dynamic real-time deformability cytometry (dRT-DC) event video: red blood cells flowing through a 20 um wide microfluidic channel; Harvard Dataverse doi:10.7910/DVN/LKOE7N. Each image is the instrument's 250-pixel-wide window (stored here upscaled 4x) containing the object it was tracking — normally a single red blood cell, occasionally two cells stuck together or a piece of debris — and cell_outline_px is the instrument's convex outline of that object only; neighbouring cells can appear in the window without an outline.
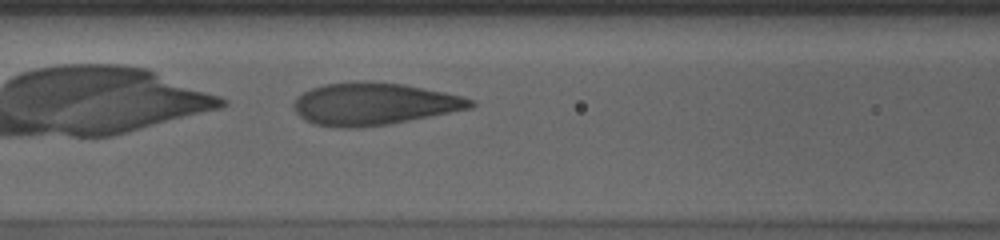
{"species": "human", "species_latin": "Homo sapiens", "temperature_condition": "cold", "stored_images_in_passage": 29, "camera_frame_rate_fps": 3000, "um_per_image_px": 0.085, "donor": {"sex": "male"}, "frame": {"image": 1, "passage_image": 6, "time_ms": 1.667, "image_size_px": [1000, 240], "cell_outline_px": [[476, 104], [472, 108], [388, 124], [356, 128], [344, 128], [312, 124], [304, 120], [292, 108], [292, 104], [296, 96], [312, 88], [324, 84], [360, 80], [372, 80], [404, 84], [464, 96], [476, 100]], "centroid_in_image_um": [31.76, 8.82], "position_along_channel_um": 134.8, "area_um2": 44.04}}
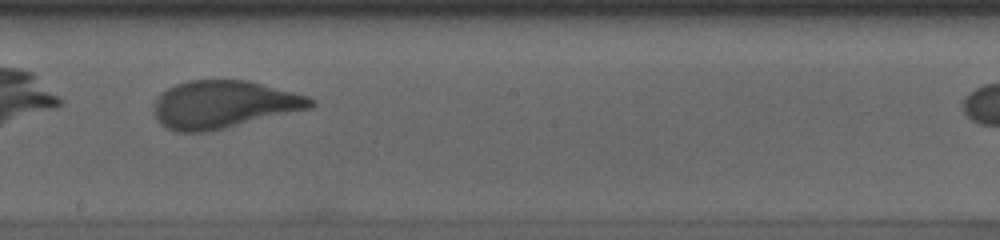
{"frame": {"image": 2, "passage_image": 14, "time_ms": 4.333, "image_size_px": [1000, 240], "cell_outline_px": [[316, 104], [308, 108], [224, 128], [204, 132], [176, 132], [164, 128], [156, 120], [152, 108], [152, 104], [156, 96], [160, 92], [176, 84], [188, 80], [248, 80], [308, 96], [316, 100]], "centroid_in_image_um": [18.91, 8.87], "position_along_channel_um": 229.3, "area_um2": 43.58}}
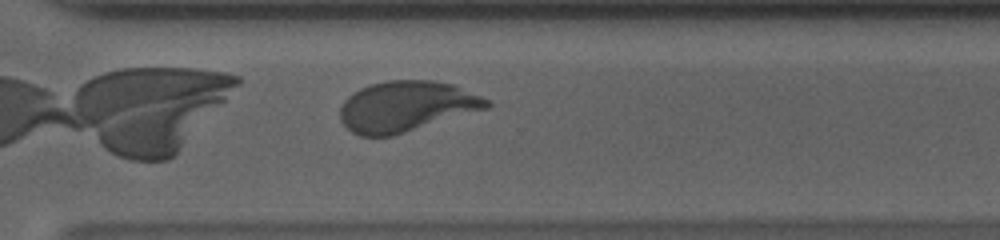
{"frame": {"image": 3, "passage_image": 23, "time_ms": 7.333, "image_size_px": [1000, 240], "cell_outline_px": [[492, 104], [488, 108], [392, 136], [360, 136], [352, 132], [340, 120], [340, 108], [344, 100], [348, 96], [360, 88], [372, 84], [388, 80], [432, 80], [452, 84], [480, 96], [488, 100]], "centroid_in_image_um": [34.51, 9.04], "position_along_channel_um": 336.1, "area_um2": 42.95}}